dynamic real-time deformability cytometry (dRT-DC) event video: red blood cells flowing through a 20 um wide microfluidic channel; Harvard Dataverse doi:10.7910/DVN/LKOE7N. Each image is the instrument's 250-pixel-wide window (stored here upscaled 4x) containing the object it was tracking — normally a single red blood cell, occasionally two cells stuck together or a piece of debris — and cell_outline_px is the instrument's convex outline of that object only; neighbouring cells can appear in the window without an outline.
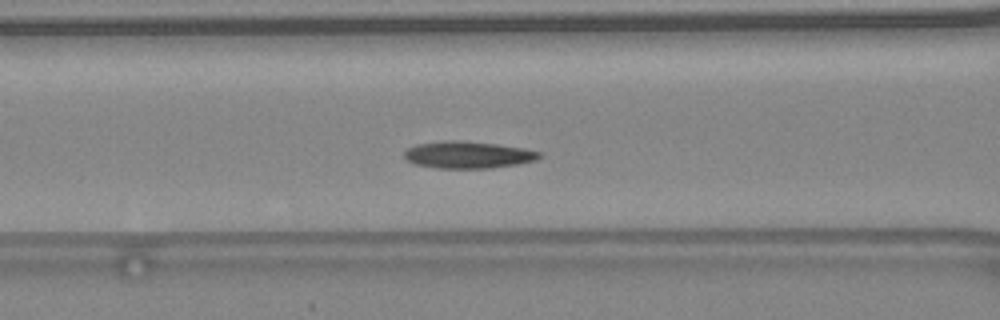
{"species": "common noctule bat (a hibernating species)", "species_latin": "Nyctalus noctula", "temperature_condition": "warm", "stored_images_in_passage": 44, "camera_frame_rate_fps": 3000, "um_per_image_px": 0.085, "animal": {"sex": "female", "body_mass_g": 24.6, "forearm_length_mm": 56.2}, "frame": {"image": 1, "passage_image": 19, "time_ms": 6.0, "image_size_px": [1000, 320], "cell_outline_px": [[544, 156], [536, 160], [516, 164], [492, 168], [436, 168], [416, 164], [404, 160], [404, 152], [408, 148], [416, 144], [444, 140], [456, 140], [496, 144], [524, 148], [540, 152]], "centroid_in_image_um": [39.76, 13.16], "position_along_channel_um": 126.8, "area_um2": 21.33}, "authors_computed_cell_mechanics": {"area_um2": 20.4323, "velocity_mm_per_s": 4.4962, "shape_relaxation_time_tau1_ms": 5.1199, "shape_relaxation_time_tau2_ms": 4.7355, "deformation_change_tau1": 0.1522, "deformation_change_tau2": 0.1016}}